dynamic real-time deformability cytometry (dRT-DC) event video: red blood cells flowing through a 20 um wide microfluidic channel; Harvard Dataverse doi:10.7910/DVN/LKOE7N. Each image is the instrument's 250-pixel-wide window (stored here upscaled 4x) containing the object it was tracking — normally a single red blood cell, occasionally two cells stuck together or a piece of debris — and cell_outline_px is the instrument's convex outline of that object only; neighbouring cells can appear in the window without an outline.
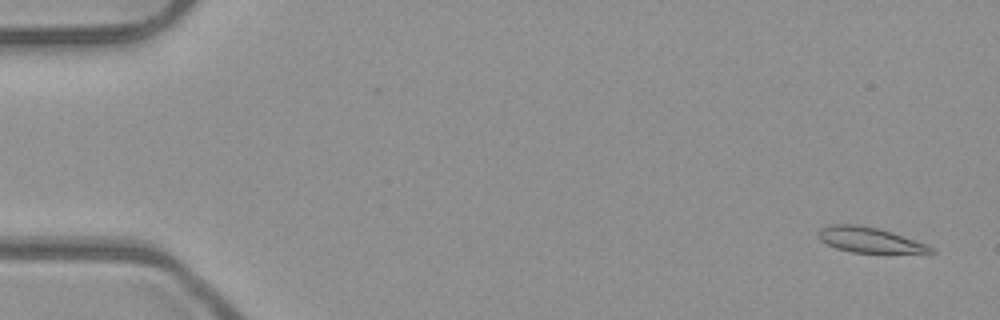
{"species": "common noctule bat (a hibernating species)", "species_latin": "Nyctalus noctula", "temperature_condition": "room temperature", "stored_images_in_passage": 4, "camera_frame_rate_fps": 3000, "um_per_image_px": 0.085, "animal": {"sex": "male", "body_mass_g": 23.1, "forearm_length_mm": 52.7}, "frame": {"image": 1, "passage_image": 1, "time_ms": 0.0, "image_size_px": [1000, 320], "cell_outline_px": [[936, 252], [852, 252], [836, 248], [820, 240], [816, 232], [820, 228], [832, 224], [852, 224], [880, 228], [892, 232], [924, 244], [932, 248]], "centroid_in_image_um": [73.8, 20.37], "position_along_channel_um": 11.2, "area_um2": 16.13}}